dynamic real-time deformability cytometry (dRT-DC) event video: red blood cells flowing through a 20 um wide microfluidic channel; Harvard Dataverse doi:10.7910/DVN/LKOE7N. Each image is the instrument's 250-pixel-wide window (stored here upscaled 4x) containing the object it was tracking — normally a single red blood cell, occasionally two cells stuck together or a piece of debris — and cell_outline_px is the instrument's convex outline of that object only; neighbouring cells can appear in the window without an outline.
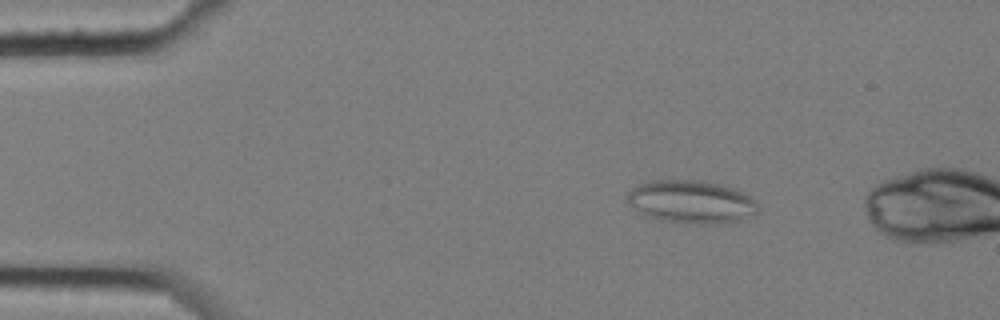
{"species": "common noctule bat (a hibernating species)", "species_latin": "Nyctalus noctula", "temperature_condition": "cold", "stored_images_in_passage": 4, "camera_frame_rate_fps": 3000, "um_per_image_px": 0.085, "animal": {"sex": "female", "body_mass_g": 25.1}, "frame": {"image": 1, "passage_image": 2, "time_ms": 0.333, "image_size_px": [1000, 320], "cell_outline_px": [[760, 208], [756, 212], [736, 220], [716, 224], [684, 224], [644, 216], [628, 204], [628, 192], [632, 188], [648, 180], [696, 180], [716, 184], [732, 188], [752, 196], [760, 204]], "centroid_in_image_um": [58.73, 17.16], "position_along_channel_um": 26.3, "area_um2": 32.71}}